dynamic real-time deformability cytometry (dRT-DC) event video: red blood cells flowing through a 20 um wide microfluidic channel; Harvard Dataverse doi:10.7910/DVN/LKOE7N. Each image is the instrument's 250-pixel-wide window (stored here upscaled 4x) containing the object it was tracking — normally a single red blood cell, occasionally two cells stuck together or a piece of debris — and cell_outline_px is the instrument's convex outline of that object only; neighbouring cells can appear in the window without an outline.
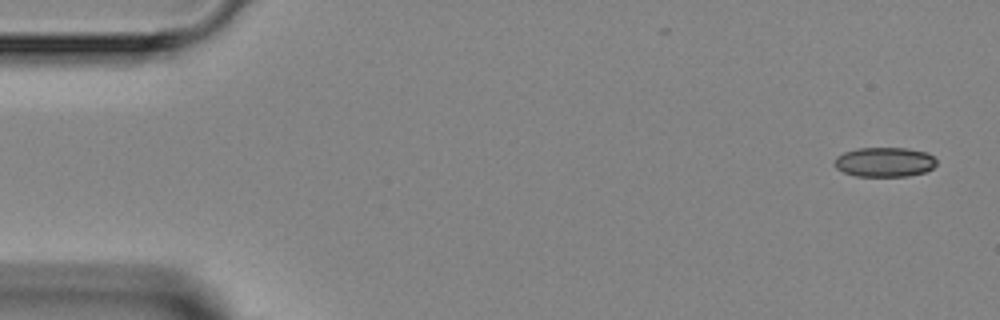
{"species": "Egyptian fruit bat (a non-hibernating species)", "species_latin": "Rousettus aegyptiacus", "temperature_condition": "room temperature", "stored_images_in_passage": 5, "camera_frame_rate_fps": 3000, "um_per_image_px": 0.085, "animal": {"sex": "female"}, "frame": {"image": 1, "passage_image": 1, "time_ms": 0.0, "image_size_px": [1000, 320], "cell_outline_px": [[936, 164], [932, 168], [924, 172], [908, 176], [856, 176], [844, 172], [836, 168], [832, 164], [836, 156], [844, 152], [856, 148], [908, 148], [928, 152], [936, 160]], "centroid_in_image_um": [75.16, 13.77], "position_along_channel_um": 9.8, "area_um2": 17.74}}